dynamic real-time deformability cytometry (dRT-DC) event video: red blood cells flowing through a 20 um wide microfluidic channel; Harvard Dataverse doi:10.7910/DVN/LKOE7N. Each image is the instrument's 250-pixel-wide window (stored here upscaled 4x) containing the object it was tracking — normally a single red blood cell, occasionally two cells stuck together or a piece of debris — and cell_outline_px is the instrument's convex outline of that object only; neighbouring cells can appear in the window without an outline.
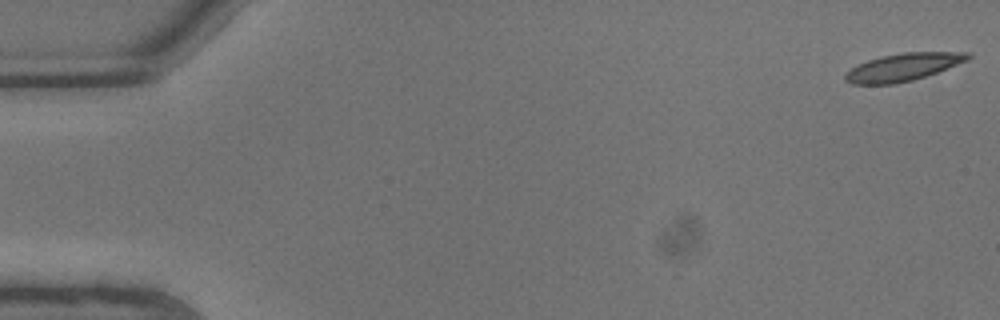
{"species": "common noctule bat (a hibernating species)", "species_latin": "Nyctalus noctula", "temperature_condition": "warm", "stored_images_in_passage": 7, "camera_frame_rate_fps": 3000, "um_per_image_px": 0.085, "animal": {"sex": "male", "body_mass_g": 13.3}, "frame": {"image": 1, "passage_image": 1, "time_ms": 0.0, "image_size_px": [1000, 320], "cell_outline_px": [[972, 56], [968, 60], [936, 72], [912, 80], [892, 84], [852, 84], [844, 80], [844, 76], [852, 68], [868, 60], [880, 56], [904, 52], [972, 52]], "centroid_in_image_um": [76.78, 5.69], "position_along_channel_um": 8.2, "area_um2": 19.48}}